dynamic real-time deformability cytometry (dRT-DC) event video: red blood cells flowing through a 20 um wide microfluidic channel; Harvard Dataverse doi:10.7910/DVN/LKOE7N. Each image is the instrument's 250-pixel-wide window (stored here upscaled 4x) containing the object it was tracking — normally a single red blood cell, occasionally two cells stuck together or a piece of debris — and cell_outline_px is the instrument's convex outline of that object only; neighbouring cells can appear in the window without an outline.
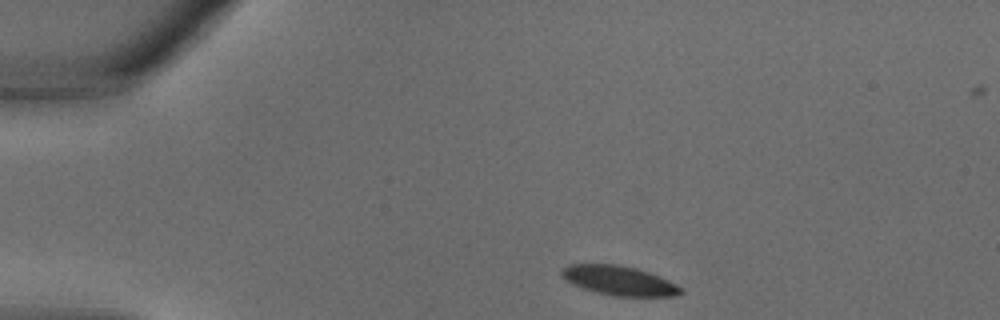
{"species": "common noctule bat (a hibernating species)", "species_latin": "Nyctalus noctula", "temperature_condition": "warm", "stored_images_in_passage": 29, "camera_frame_rate_fps": 3000, "um_per_image_px": 0.085, "animal": {"sex": "male", "body_mass_g": 18.8}, "frame": {"image": 1, "passage_image": 1, "time_ms": 0.0, "image_size_px": [1000, 320], "cell_outline_px": [[684, 292], [676, 296], [612, 296], [596, 292], [572, 284], [564, 280], [560, 276], [560, 272], [568, 264], [616, 264], [636, 268], [648, 272], [668, 280], [676, 284]], "centroid_in_image_um": [52.59, 23.85], "position_along_channel_um": 32.4, "area_um2": 20.4}}
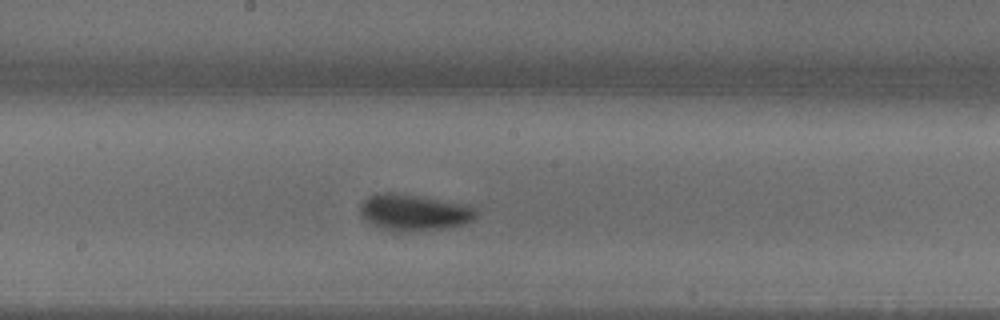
{"frame": {"image": 2, "passage_image": 13, "time_ms": 4.0, "image_size_px": [1000, 320], "cell_outline_px": [[476, 216], [472, 220], [464, 224], [444, 228], [408, 232], [396, 232], [372, 224], [360, 212], [360, 204], [368, 196], [376, 192], [388, 192], [416, 196], [468, 204], [476, 208]], "centroid_in_image_um": [35.2, 18.05], "position_along_channel_um": 213.0, "area_um2": 24.45}}
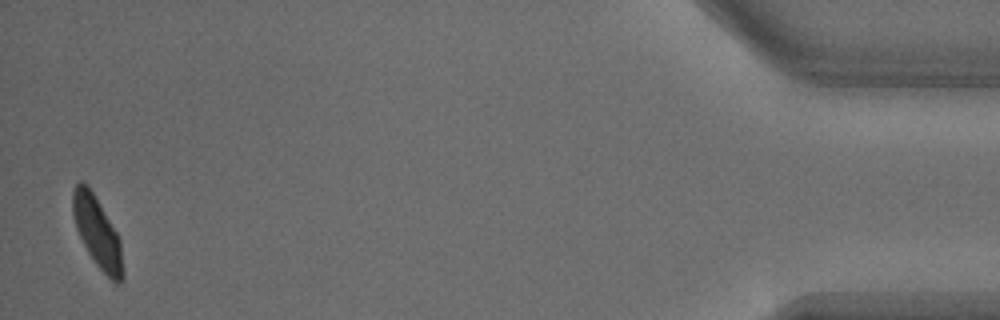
{"frame": {"image": 3, "passage_image": 28, "time_ms": 9.0, "image_size_px": [1000, 320], "cell_outline_px": [[124, 276], [116, 284], [96, 264], [88, 252], [76, 228], [72, 212], [72, 192], [76, 184], [80, 180], [88, 184], [116, 232], [120, 240], [124, 272]], "centroid_in_image_um": [8.26, 19.72], "position_along_channel_um": 426.9, "area_um2": 20.35}}